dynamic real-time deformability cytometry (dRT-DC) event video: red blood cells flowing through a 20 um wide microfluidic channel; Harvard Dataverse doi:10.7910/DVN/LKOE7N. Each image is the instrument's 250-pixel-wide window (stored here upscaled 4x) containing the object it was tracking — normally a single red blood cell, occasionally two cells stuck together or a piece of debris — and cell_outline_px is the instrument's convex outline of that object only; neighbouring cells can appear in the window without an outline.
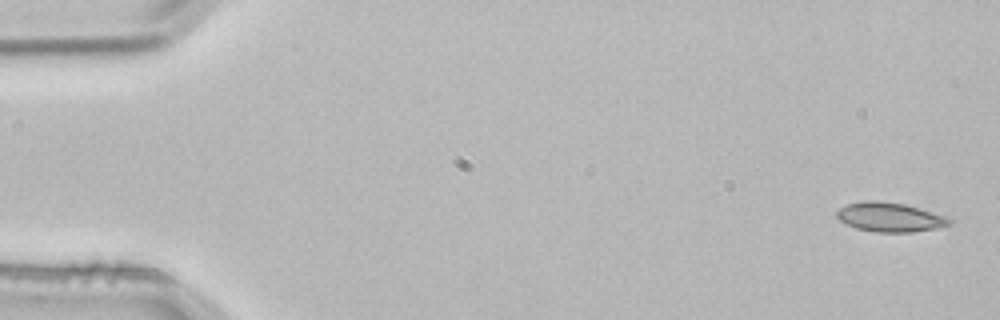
{"species": "common noctule bat (a hibernating species)", "species_latin": "Nyctalus noctula", "temperature_condition": "room temperature", "stored_images_in_passage": 4, "segment_of_instrument_passage": [2, 2], "camera_frame_rate_fps": 3000, "um_per_image_px": 0.085, "animal": {"sex": "male", "body_mass_g": 21.5, "forearm_length_mm": 52.0}, "frame": {"image": 1, "passage_image": 4, "time_ms": 1.0, "image_size_px": [1000, 320], "cell_outline_px": [[952, 224], [936, 228], [912, 232], [876, 232], [856, 228], [840, 220], [836, 216], [836, 212], [840, 208], [848, 204], [864, 200], [876, 200], [904, 204], [932, 212], [944, 216], [952, 220]], "centroid_in_image_um": [75.63, 18.46], "position_along_channel_um": 9.4, "area_um2": 19.02}}